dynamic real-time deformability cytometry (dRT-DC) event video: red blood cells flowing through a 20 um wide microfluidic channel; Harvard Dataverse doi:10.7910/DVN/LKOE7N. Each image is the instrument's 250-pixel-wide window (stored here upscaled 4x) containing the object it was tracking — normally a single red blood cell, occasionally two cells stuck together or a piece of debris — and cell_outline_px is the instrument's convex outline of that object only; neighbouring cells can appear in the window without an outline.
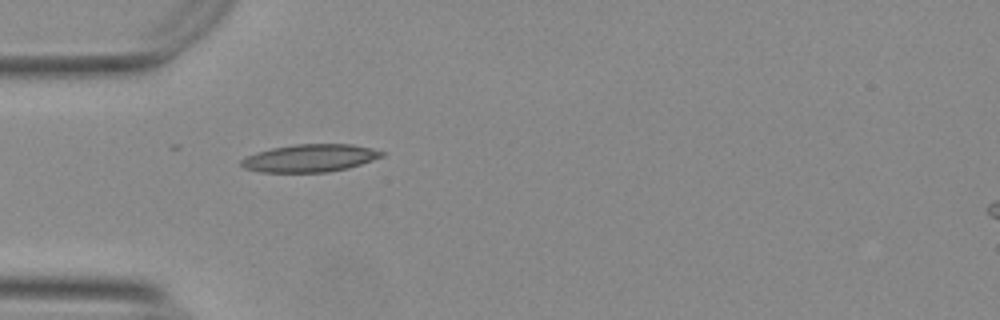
{"species": "Egyptian fruit bat (a non-hibernating species)", "species_latin": "Rousettus aegyptiacus", "temperature_condition": "warm", "stored_images_in_passage": 31, "camera_frame_rate_fps": 3000, "um_per_image_px": 0.085, "animal": {"sex": "female"}, "frame": {"image": 1, "passage_image": 1, "time_ms": 0.0, "image_size_px": [1000, 320], "cell_outline_px": [[384, 156], [348, 168], [328, 172], [260, 172], [244, 168], [240, 164], [240, 160], [244, 156], [256, 152], [272, 148], [292, 144], [352, 144], [372, 148], [384, 152]], "centroid_in_image_um": [26.31, 13.43], "position_along_channel_um": 58.7, "area_um2": 22.77}}
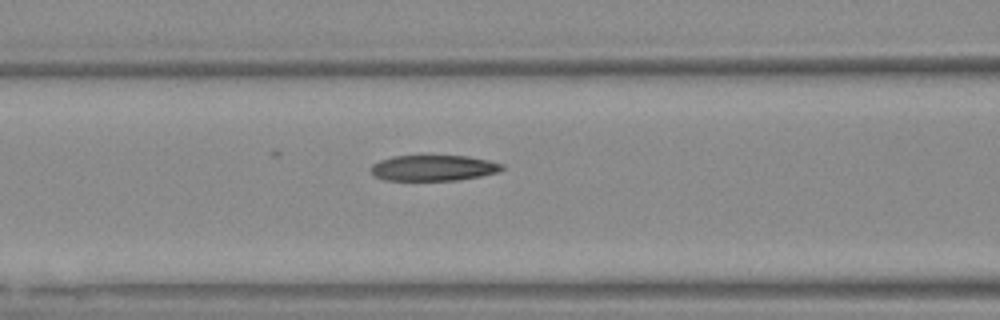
{"frame": {"image": 2, "passage_image": 7, "time_ms": 2.0, "image_size_px": [1000, 320], "cell_outline_px": [[504, 168], [500, 172], [460, 180], [384, 180], [372, 176], [368, 168], [372, 164], [380, 160], [396, 156], [468, 156], [488, 160], [504, 164]], "centroid_in_image_um": [36.82, 14.28], "position_along_channel_um": 129.8, "area_um2": 19.88}}
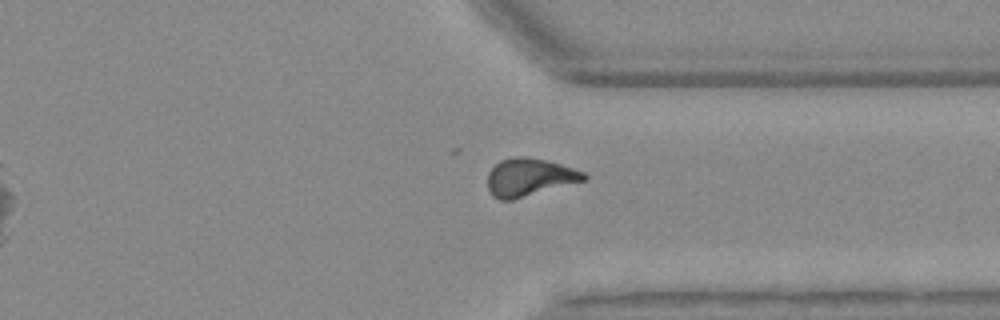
{"frame": {"image": 3, "passage_image": 26, "time_ms": 8.333, "image_size_px": [1000, 320], "cell_outline_px": [[588, 180], [512, 200], [500, 200], [492, 196], [488, 188], [488, 172], [500, 160], [512, 156], [524, 156], [548, 160], [584, 172], [588, 176]], "centroid_in_image_um": [45.01, 15.07], "position_along_channel_um": 366.4, "area_um2": 21.44}, "authors_computed_cell_mechanics": {"area_um2": 20.6924, "velocity_mm_per_s": 3.7477, "shape_relaxation_time_tau1_ms": null, "shape_relaxation_time_tau2_ms": 4.3248, "deformation_change_tau1": null, "deformation_change_tau2": 0.1238}}